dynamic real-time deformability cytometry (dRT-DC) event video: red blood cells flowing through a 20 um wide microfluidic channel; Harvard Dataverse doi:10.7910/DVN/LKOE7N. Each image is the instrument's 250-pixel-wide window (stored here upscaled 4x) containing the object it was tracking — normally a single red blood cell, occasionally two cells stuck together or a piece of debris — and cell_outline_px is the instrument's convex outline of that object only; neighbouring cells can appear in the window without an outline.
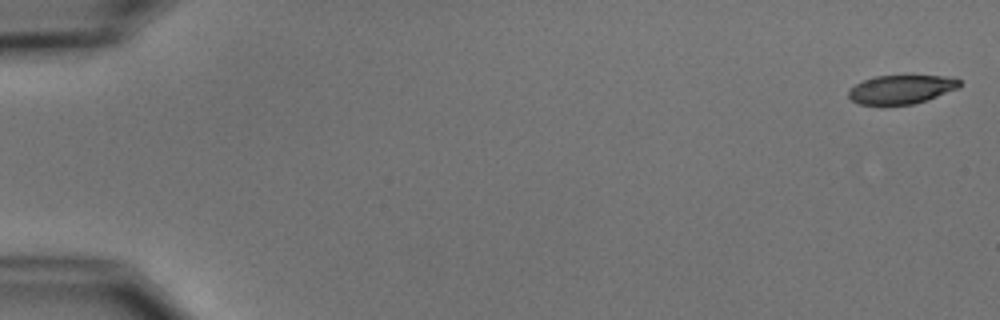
{"species": "common noctule bat (a hibernating species)", "species_latin": "Nyctalus noctula", "temperature_condition": "cold", "stored_images_in_passage": 7, "camera_frame_rate_fps": 3000, "um_per_image_px": 0.085, "animal": {"sex": "male", "body_mass_g": 15.6}, "frame": {"image": 1, "passage_image": 1, "time_ms": 0.0, "image_size_px": [1000, 320], "cell_outline_px": [[960, 88], [912, 104], [880, 108], [860, 104], [852, 100], [848, 96], [848, 92], [856, 84], [864, 80], [876, 76], [944, 76], [960, 80]], "centroid_in_image_um": [76.55, 7.64], "position_along_channel_um": 8.5, "area_um2": 18.9}}
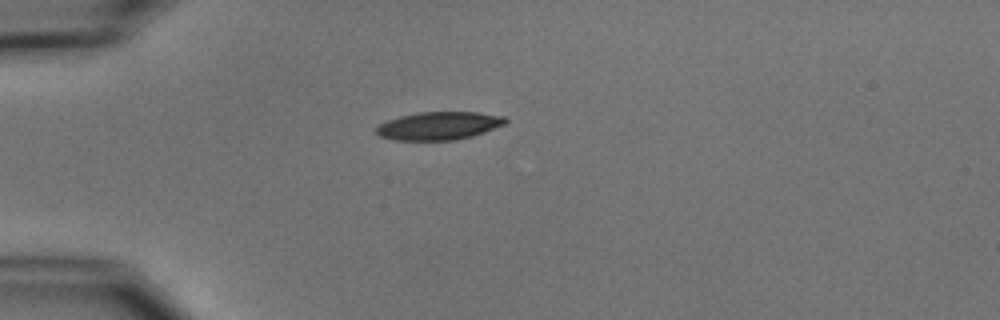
{"frame": {"image": 2, "passage_image": 4, "time_ms": 4.667, "image_size_px": [1000, 320], "cell_outline_px": [[508, 120], [504, 124], [484, 132], [472, 136], [456, 140], [392, 140], [380, 136], [376, 132], [376, 128], [380, 124], [388, 120], [400, 116], [416, 112], [480, 112], [504, 116]], "centroid_in_image_um": [37.31, 10.69], "position_along_channel_um": 47.7, "area_um2": 21.1}}